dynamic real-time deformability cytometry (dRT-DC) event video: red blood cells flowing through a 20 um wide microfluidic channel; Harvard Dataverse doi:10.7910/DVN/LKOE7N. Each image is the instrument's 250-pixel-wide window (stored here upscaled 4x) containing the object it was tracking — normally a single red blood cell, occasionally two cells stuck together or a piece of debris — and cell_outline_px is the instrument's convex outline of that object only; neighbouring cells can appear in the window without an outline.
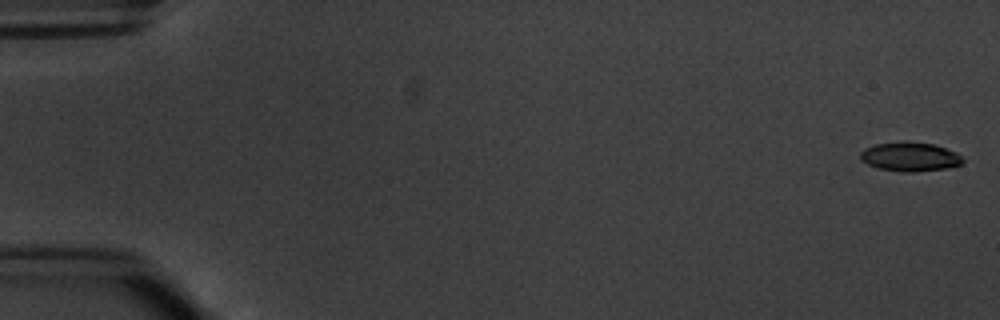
{"species": "common noctule bat (a hibernating species)", "species_latin": "Nyctalus noctula", "temperature_condition": "warm", "stored_images_in_passage": 5, "camera_frame_rate_fps": 3000, "um_per_image_px": 0.085, "animal": {"sex": "male", "body_mass_g": 20.1, "forearm_length_mm": 53.5}, "frame": {"image": 1, "passage_image": 1, "time_ms": 0.0, "image_size_px": [1000, 320], "cell_outline_px": [[964, 160], [960, 164], [948, 168], [912, 172], [904, 172], [876, 168], [860, 160], [860, 152], [864, 148], [876, 144], [900, 140], [904, 140], [932, 144], [956, 152]], "centroid_in_image_um": [77.3, 13.31], "position_along_channel_um": 7.7, "area_um2": 17.51}}
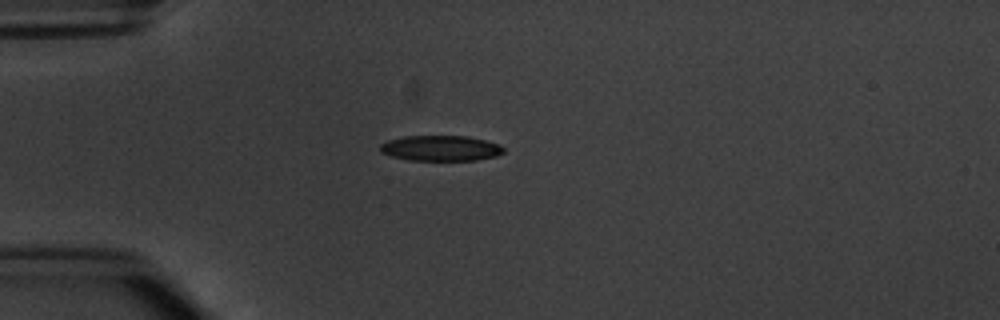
{"frame": {"image": 2, "passage_image": 5, "time_ms": 4.667, "image_size_px": [1000, 320], "cell_outline_px": [[504, 152], [496, 156], [476, 160], [408, 160], [392, 156], [380, 152], [380, 144], [388, 140], [404, 136], [468, 136], [500, 144], [504, 148]], "centroid_in_image_um": [37.46, 12.59], "position_along_channel_um": 47.5, "area_um2": 18.32}}